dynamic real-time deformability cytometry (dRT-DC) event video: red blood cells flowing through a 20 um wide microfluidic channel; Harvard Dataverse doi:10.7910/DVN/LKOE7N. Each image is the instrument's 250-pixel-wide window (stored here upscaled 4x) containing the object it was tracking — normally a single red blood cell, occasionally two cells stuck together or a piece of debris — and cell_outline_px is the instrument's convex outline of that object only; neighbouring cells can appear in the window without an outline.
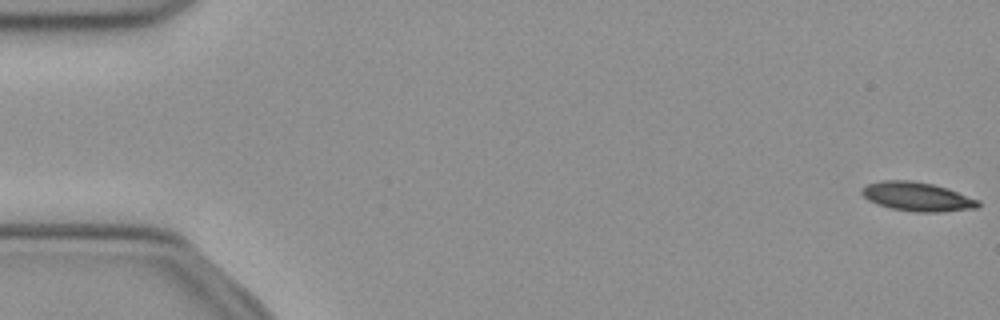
{"species": "common noctule bat (a hibernating species)", "species_latin": "Nyctalus noctula", "temperature_condition": "cold", "stored_images_in_passage": 54, "camera_frame_rate_fps": 3000, "um_per_image_px": 0.085, "animal": {"sex": "female", "body_mass_g": 21.9}, "frame": {"image": 1, "passage_image": 1, "time_ms": 0.0, "image_size_px": [1000, 320], "cell_outline_px": [[980, 204], [976, 208], [940, 212], [916, 212], [892, 208], [876, 204], [868, 200], [860, 192], [860, 188], [868, 184], [884, 180], [912, 180], [932, 184], [948, 188], [980, 200]], "centroid_in_image_um": [77.96, 16.71], "position_along_channel_um": 7.0, "area_um2": 19.71}}
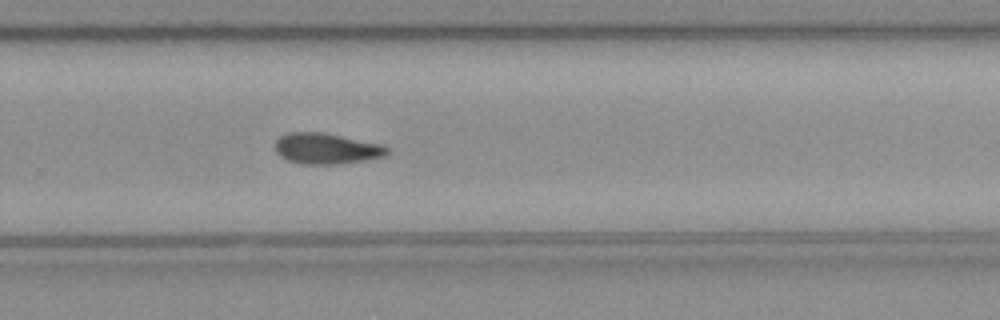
{"frame": {"image": 2, "passage_image": 35, "time_ms": 11.333, "image_size_px": [1000, 320], "cell_outline_px": [[388, 152], [384, 156], [368, 160], [340, 164], [304, 164], [288, 160], [280, 156], [276, 152], [276, 140], [280, 136], [288, 132], [320, 132], [380, 144], [388, 148]], "centroid_in_image_um": [27.72, 12.64], "position_along_channel_um": 302.1, "area_um2": 19.94}}
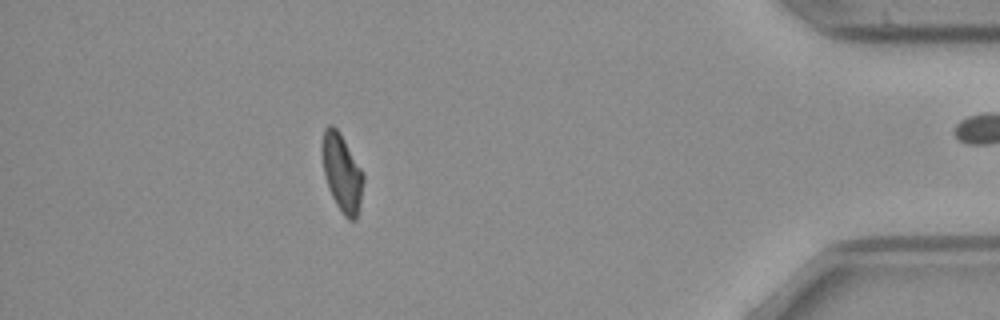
{"frame": {"image": 3, "passage_image": 47, "time_ms": 15.333, "image_size_px": [1000, 320], "cell_outline_px": [[364, 180], [360, 208], [356, 220], [348, 220], [344, 216], [336, 204], [328, 188], [324, 176], [320, 148], [324, 128], [328, 124], [332, 124], [340, 132], [360, 168], [364, 176]], "centroid_in_image_um": [29.04, 14.68], "position_along_channel_um": 406.2, "area_um2": 18.96}, "authors_computed_cell_mechanics": {"area_um2": 19.941, "velocity_mm_per_s": 3.9016, "shape_relaxation_time_tau1_ms": 8.1946, "shape_relaxation_time_tau2_ms": null, "deformation_change_tau1": 0.1895, "deformation_change_tau2": null}}